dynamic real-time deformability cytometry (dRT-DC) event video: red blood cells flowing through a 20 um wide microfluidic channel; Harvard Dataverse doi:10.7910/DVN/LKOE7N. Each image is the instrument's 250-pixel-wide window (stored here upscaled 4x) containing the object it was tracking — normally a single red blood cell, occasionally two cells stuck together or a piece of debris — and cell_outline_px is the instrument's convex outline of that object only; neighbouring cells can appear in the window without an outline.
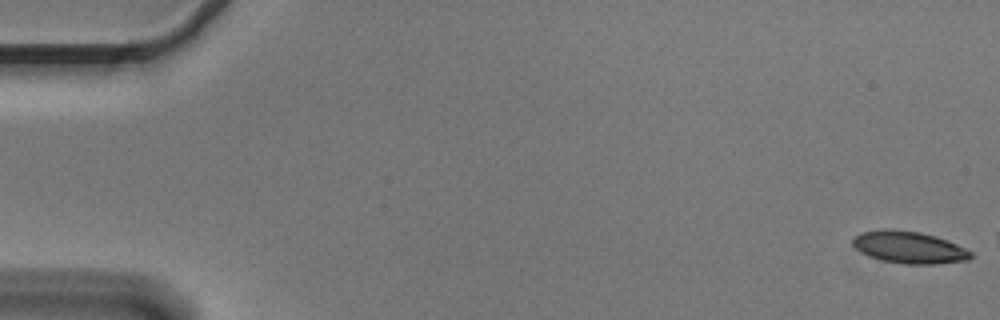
{"species": "Egyptian fruit bat (a non-hibernating species)", "species_latin": "Rousettus aegyptiacus", "temperature_condition": "cold", "stored_images_in_passage": 8, "camera_frame_rate_fps": 3000, "um_per_image_px": 0.085, "animal": {"sex": "male"}, "frame": {"image": 1, "passage_image": 1, "time_ms": 0.0, "image_size_px": [1000, 320], "cell_outline_px": [[972, 256], [968, 260], [932, 264], [904, 264], [884, 260], [868, 256], [856, 248], [852, 244], [852, 236], [860, 232], [880, 228], [892, 228], [920, 232], [936, 236], [956, 244], [972, 252]], "centroid_in_image_um": [77.22, 21.0], "position_along_channel_um": 7.8, "area_um2": 22.2}}
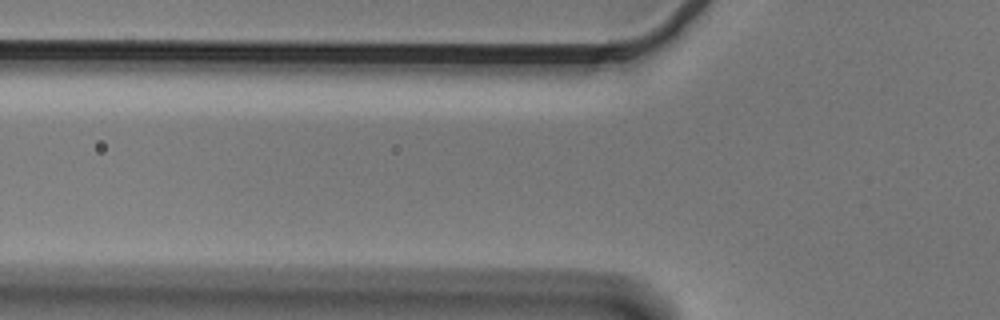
{"frame": {"image": 2, "passage_image": 5, "time_ms": 1.333, "image_size_px": [1000, 320], "cell_outline_px": [[620, 272], [600, 280], [568, 280], [448, 276], [400, 272], [396, 268], [408, 264], [424, 260], [568, 268]], "centroid_in_image_um": [42.66, 23.04], "position_along_channel_um": 83.1, "area_um2": 19.02}}